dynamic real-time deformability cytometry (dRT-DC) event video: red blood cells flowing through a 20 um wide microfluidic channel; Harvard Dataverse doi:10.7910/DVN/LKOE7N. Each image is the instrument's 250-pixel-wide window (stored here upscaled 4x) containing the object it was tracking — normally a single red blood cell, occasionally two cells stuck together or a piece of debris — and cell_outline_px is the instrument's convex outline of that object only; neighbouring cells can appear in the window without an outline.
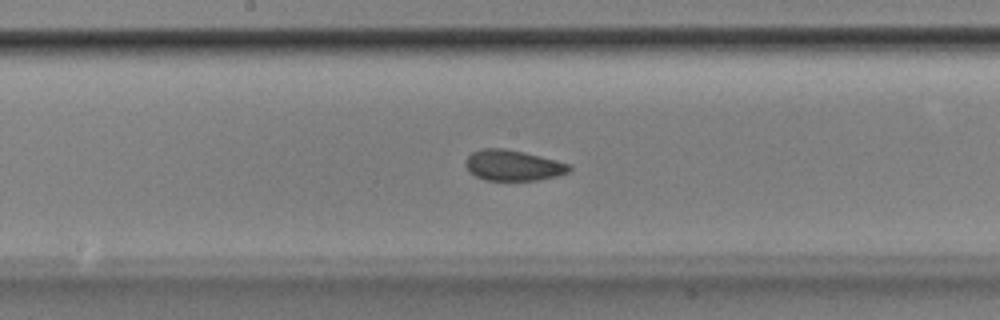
{"species": "Egyptian fruit bat (a non-hibernating species)", "species_latin": "Rousettus aegyptiacus", "temperature_condition": "room temperature", "stored_images_in_passage": 53, "camera_frame_rate_fps": 3000, "um_per_image_px": 0.085, "animal": {"sex": "male"}, "frame": {"image": 1, "passage_image": 28, "time_ms": 9.0, "image_size_px": [1000, 320], "cell_outline_px": [[572, 168], [568, 172], [556, 176], [536, 180], [484, 180], [468, 172], [464, 164], [464, 160], [472, 152], [484, 148], [504, 148], [524, 152], [572, 164]], "centroid_in_image_um": [43.58, 14.05], "position_along_channel_um": 204.6, "area_um2": 18.67}}
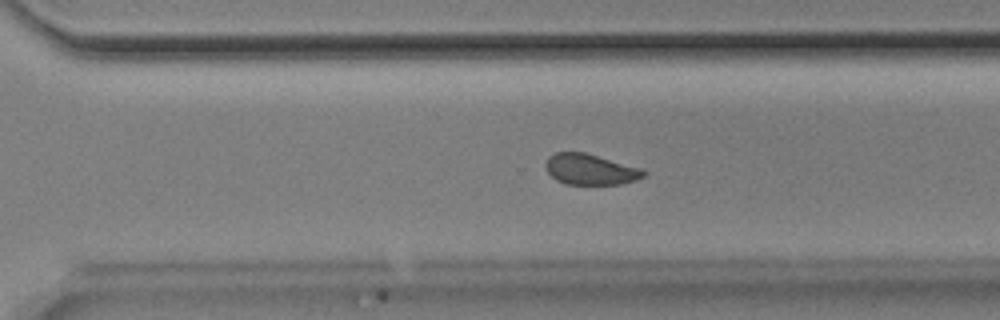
{"frame": {"image": 2, "passage_image": 37, "time_ms": 12.0, "image_size_px": [1000, 320], "cell_outline_px": [[648, 172], [644, 176], [636, 180], [620, 184], [564, 184], [556, 180], [548, 172], [544, 164], [548, 156], [556, 152], [584, 152], [640, 168]], "centroid_in_image_um": [50.15, 14.4], "position_along_channel_um": 320.4, "area_um2": 17.51}}
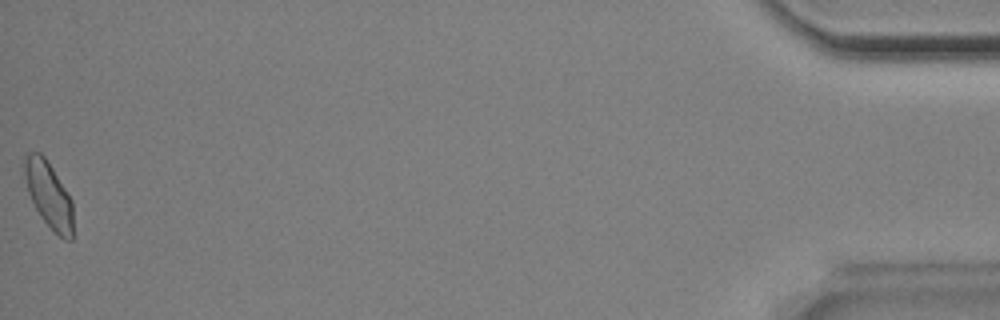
{"frame": {"image": 3, "passage_image": 53, "time_ms": 17.333, "image_size_px": [1000, 320], "cell_outline_px": [[72, 240], [64, 240], [40, 216], [28, 192], [24, 176], [24, 152], [40, 152], [44, 156], [52, 168], [72, 200]], "centroid_in_image_um": [4.12, 16.51], "position_along_channel_um": 431.1, "area_um2": 18.44}, "authors_computed_cell_mechanics": {"area_um2": 19.074, "velocity_mm_per_s": 3.8747, "shape_relaxation_time_tau1_ms": 4.2553, "shape_relaxation_time_tau2_ms": 1.3088, "deformation_change_tau1": 0.0877, "deformation_change_tau2": 0.0683}}